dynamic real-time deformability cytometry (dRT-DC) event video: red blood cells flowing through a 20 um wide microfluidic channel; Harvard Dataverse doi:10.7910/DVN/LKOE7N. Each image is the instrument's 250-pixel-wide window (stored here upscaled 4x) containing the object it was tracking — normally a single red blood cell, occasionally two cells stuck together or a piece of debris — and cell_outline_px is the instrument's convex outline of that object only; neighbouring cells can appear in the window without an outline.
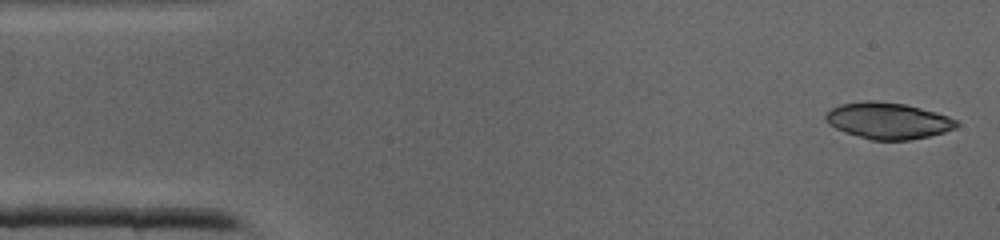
{"species": "common noctule bat (a hibernating species)", "species_latin": "Nyctalus noctula", "temperature_condition": "cold", "stored_images_in_passage": 40, "camera_frame_rate_fps": 3000, "um_per_image_px": 0.085, "animal": {"sex": "male", "body_mass_g": 19.0, "forearm_length_mm": 50.8}, "frame": {"image": 1, "passage_image": 1, "time_ms": 0.0, "image_size_px": [1000, 240], "cell_outline_px": [[960, 124], [956, 128], [944, 132], [928, 136], [908, 140], [872, 140], [844, 132], [828, 124], [824, 116], [832, 108], [840, 104], [868, 100], [872, 100], [904, 104], [920, 108], [948, 116], [956, 120]], "centroid_in_image_um": [75.47, 10.26], "position_along_channel_um": 9.5, "area_um2": 27.57}}